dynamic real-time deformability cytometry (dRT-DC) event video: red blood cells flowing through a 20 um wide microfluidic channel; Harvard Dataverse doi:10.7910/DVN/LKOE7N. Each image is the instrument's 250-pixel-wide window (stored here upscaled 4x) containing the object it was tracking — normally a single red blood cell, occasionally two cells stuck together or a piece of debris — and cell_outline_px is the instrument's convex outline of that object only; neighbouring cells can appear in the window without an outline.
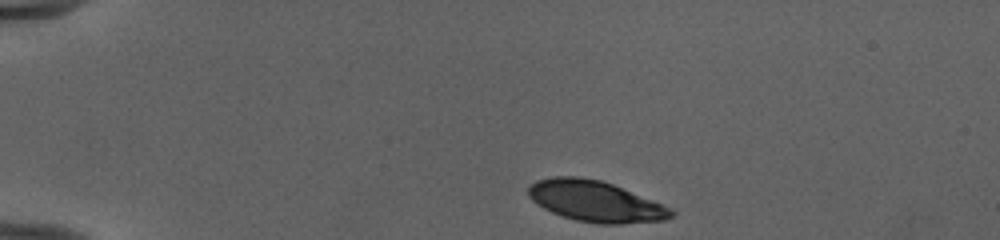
{"species": "human", "species_latin": "Homo sapiens", "temperature_condition": "cold", "stored_images_in_passage": 11, "camera_frame_rate_fps": 3000, "um_per_image_px": 0.085, "donor": {"sex": "female"}, "frame": {"image": 1, "passage_image": 1, "time_ms": 0.0, "image_size_px": [1000, 240], "cell_outline_px": [[676, 212], [672, 216], [664, 220], [620, 224], [596, 224], [576, 220], [552, 212], [536, 204], [528, 196], [528, 188], [536, 180], [556, 176], [580, 176], [600, 180], [612, 184], [672, 208]], "centroid_in_image_um": [50.6, 17.11], "position_along_channel_um": 34.4, "area_um2": 33.93}}
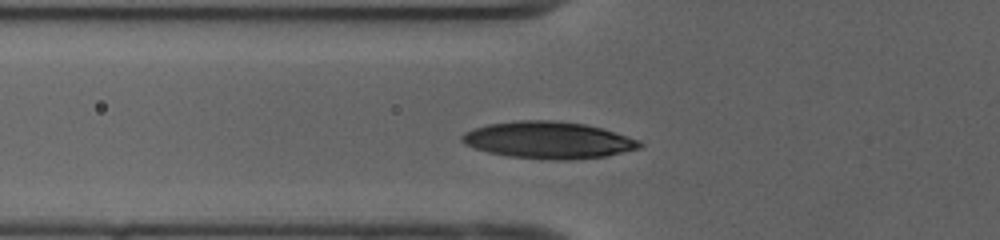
{"frame": {"image": 2, "passage_image": 10, "time_ms": 3.0, "image_size_px": [1000, 240], "cell_outline_px": [[644, 144], [640, 148], [604, 156], [568, 160], [556, 160], [508, 156], [488, 152], [464, 144], [460, 140], [460, 136], [464, 132], [488, 124], [520, 120], [552, 120], [584, 124], [600, 128], [640, 140]], "centroid_in_image_um": [46.59, 11.91], "position_along_channel_um": 79.2, "area_um2": 37.92}}